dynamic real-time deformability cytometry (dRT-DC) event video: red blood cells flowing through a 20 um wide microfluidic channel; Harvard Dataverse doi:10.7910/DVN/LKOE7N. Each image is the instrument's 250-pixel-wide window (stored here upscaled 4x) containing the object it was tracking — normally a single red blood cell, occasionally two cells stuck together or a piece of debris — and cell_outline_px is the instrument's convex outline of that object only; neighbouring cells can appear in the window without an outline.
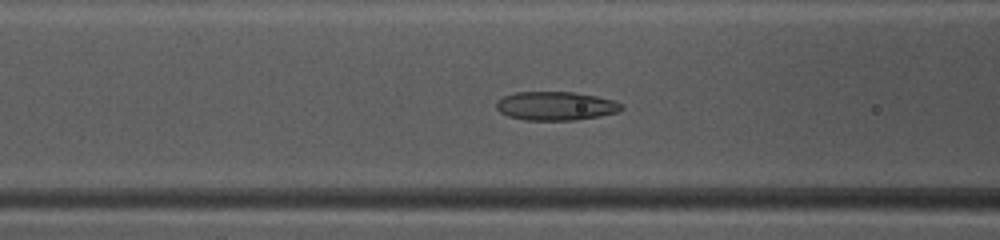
{"species": "common noctule bat (a hibernating species)", "species_latin": "Nyctalus noctula", "temperature_condition": "warm", "stored_images_in_passage": 38, "camera_frame_rate_fps": 3000, "um_per_image_px": 0.085, "animal": {"sex": "female", "body_mass_g": 10.0, "forearm_length_mm": 53.1}, "frame": {"image": 1, "passage_image": 9, "time_ms": 2.667, "image_size_px": [1000, 240], "cell_outline_px": [[624, 108], [620, 112], [600, 116], [576, 120], [524, 120], [508, 116], [500, 112], [496, 108], [496, 100], [504, 96], [516, 92], [572, 92], [596, 96], [612, 100], [624, 104]], "centroid_in_image_um": [47.25, 9.01], "position_along_channel_um": 119.3, "area_um2": 21.1}}
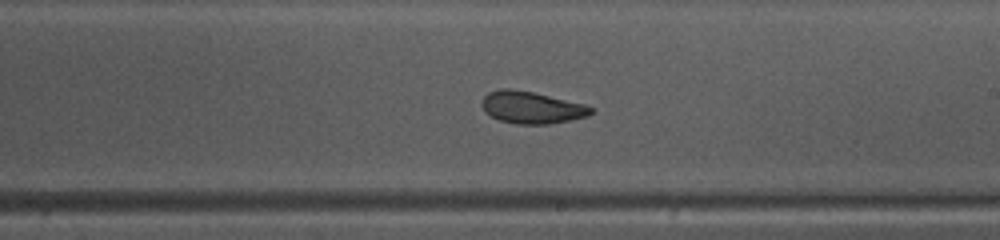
{"frame": {"image": 2, "passage_image": 18, "time_ms": 5.667, "image_size_px": [1000, 240], "cell_outline_px": [[592, 112], [588, 116], [572, 120], [552, 124], [516, 124], [500, 120], [484, 112], [480, 104], [484, 96], [488, 92], [500, 88], [508, 88], [532, 92], [584, 104], [592, 108]], "centroid_in_image_um": [45.15, 9.14], "position_along_channel_um": 243.8, "area_um2": 20.4}}
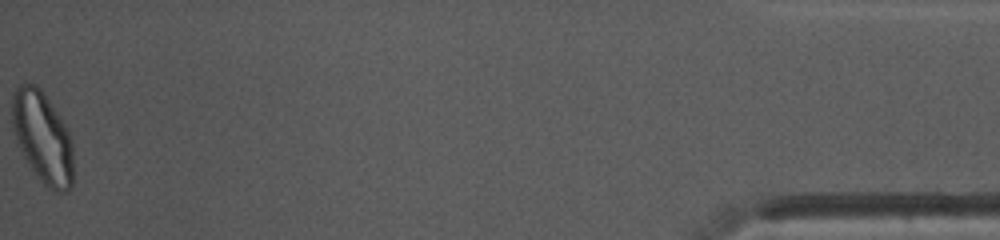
{"frame": {"image": 3, "passage_image": 38, "time_ms": 12.333, "image_size_px": [1000, 240], "cell_outline_px": [[72, 188], [68, 192], [56, 192], [48, 188], [44, 184], [32, 168], [24, 156], [16, 140], [12, 124], [12, 92], [20, 84], [36, 84], [40, 88], [64, 124], [68, 132], [72, 144]], "centroid_in_image_um": [3.61, 11.68], "position_along_channel_um": 431.6, "area_um2": 32.14}, "authors_computed_cell_mechanics": {"area_um2": 21.5305, "velocity_mm_per_s": 4.1418, "shape_relaxation_time_tau1_ms": null, "shape_relaxation_time_tau2_ms": 2.1616, "deformation_change_tau1": null, "deformation_change_tau2": 0.077}}